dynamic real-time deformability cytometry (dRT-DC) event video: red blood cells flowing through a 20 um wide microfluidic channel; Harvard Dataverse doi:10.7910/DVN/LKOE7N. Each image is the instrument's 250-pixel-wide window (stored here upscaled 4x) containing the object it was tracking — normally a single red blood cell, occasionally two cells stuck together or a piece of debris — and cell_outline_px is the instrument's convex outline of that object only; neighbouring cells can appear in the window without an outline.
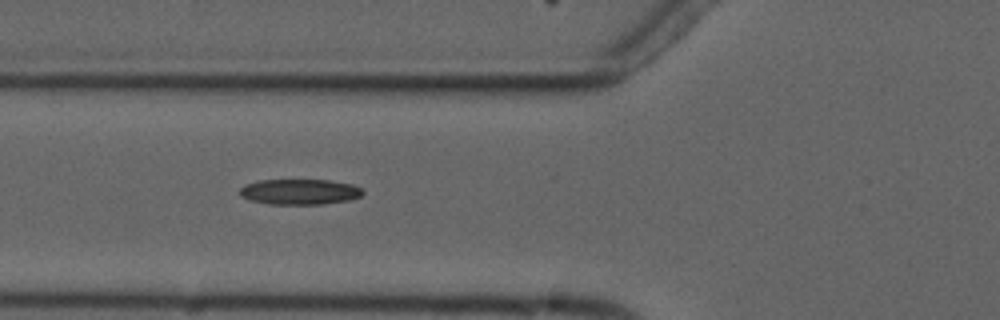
{"species": "common noctule bat (a hibernating species)", "species_latin": "Nyctalus noctula", "temperature_condition": "cold", "stored_images_in_passage": 8, "camera_frame_rate_fps": 3000, "um_per_image_px": 0.085, "animal": {"sex": "male", "forearm_length_mm": 52.5}, "frame": {"image": 1, "passage_image": 4, "time_ms": 3.333, "image_size_px": [1000, 320], "cell_outline_px": [[364, 192], [360, 196], [348, 200], [320, 204], [268, 204], [248, 200], [240, 196], [240, 188], [244, 184], [260, 180], [332, 180], [352, 184], [360, 188]], "centroid_in_image_um": [25.43, 16.3], "position_along_channel_um": 100.4, "area_um2": 18.32}}
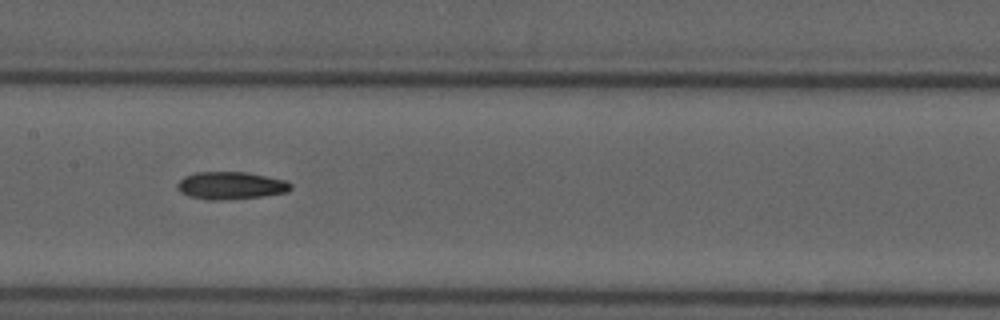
{"frame": {"image": 2, "passage_image": 6, "time_ms": 5.667, "image_size_px": [1000, 320], "cell_outline_px": [[292, 188], [288, 192], [260, 196], [224, 200], [208, 200], [188, 196], [180, 192], [176, 188], [176, 184], [184, 176], [196, 172], [248, 172], [284, 180], [292, 184]], "centroid_in_image_um": [19.58, 15.77], "position_along_channel_um": 187.8, "area_um2": 18.26}}
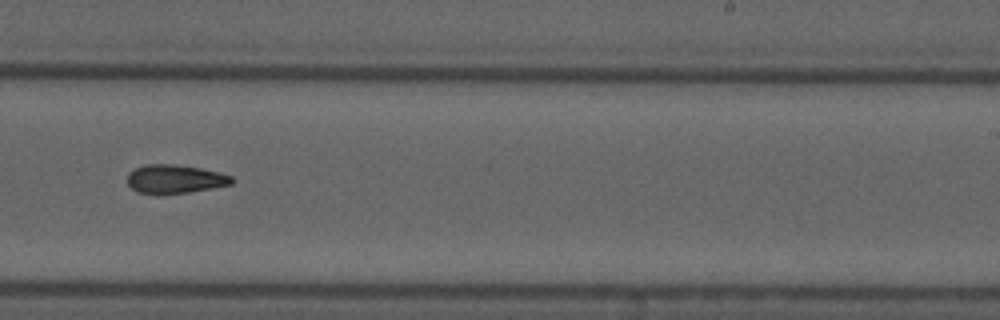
{"frame": {"image": 3, "passage_image": 8, "time_ms": 8.0, "image_size_px": [1000, 320], "cell_outline_px": [[232, 184], [212, 188], [188, 192], [156, 196], [136, 192], [128, 184], [128, 172], [144, 164], [176, 164], [200, 168], [220, 172], [232, 176]], "centroid_in_image_um": [14.83, 15.23], "position_along_channel_um": 274.2, "area_um2": 17.8}}